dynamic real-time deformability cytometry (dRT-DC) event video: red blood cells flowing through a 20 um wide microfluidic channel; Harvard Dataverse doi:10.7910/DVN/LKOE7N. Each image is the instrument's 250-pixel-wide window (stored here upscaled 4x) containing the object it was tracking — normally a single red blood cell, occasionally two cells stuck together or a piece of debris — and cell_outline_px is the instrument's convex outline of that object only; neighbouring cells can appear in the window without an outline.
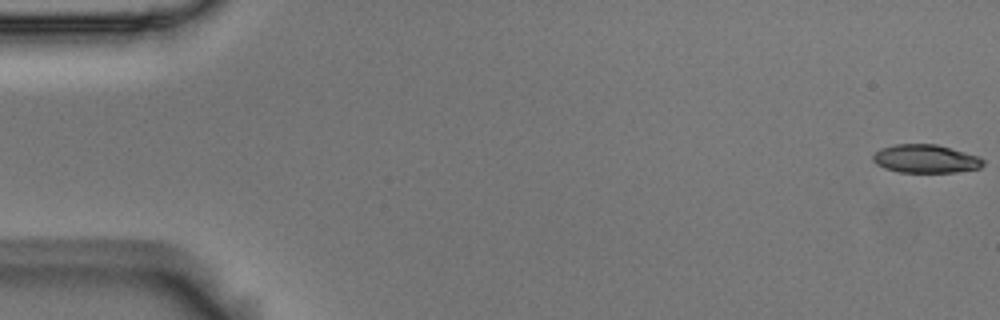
{"species": "Egyptian fruit bat (a non-hibernating species)", "species_latin": "Rousettus aegyptiacus", "temperature_condition": "room temperature", "stored_images_in_passage": 55, "camera_frame_rate_fps": 3000, "um_per_image_px": 0.085, "animal": {"sex": "male"}, "frame": {"image": 1, "passage_image": 1, "time_ms": 0.0, "image_size_px": [1000, 320], "cell_outline_px": [[984, 164], [980, 168], [956, 172], [900, 172], [884, 168], [876, 164], [872, 160], [872, 156], [880, 148], [896, 144], [936, 144], [964, 152], [976, 156], [984, 160]], "centroid_in_image_um": [78.65, 13.5], "position_along_channel_um": 6.4, "area_um2": 18.09}}
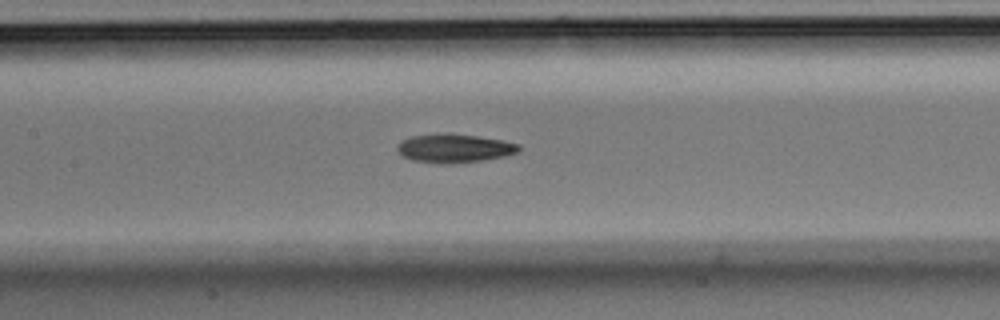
{"frame": {"image": 2, "passage_image": 26, "time_ms": 8.333, "image_size_px": [1000, 320], "cell_outline_px": [[520, 152], [504, 156], [480, 160], [440, 164], [412, 160], [404, 156], [396, 148], [404, 140], [412, 136], [476, 136], [504, 140], [520, 144]], "centroid_in_image_um": [38.7, 12.64], "position_along_channel_um": 168.7, "area_um2": 19.19}}
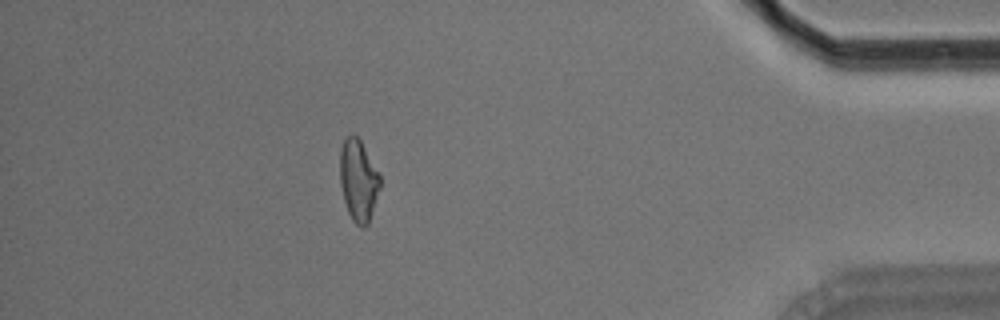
{"frame": {"image": 3, "passage_image": 49, "time_ms": 16.0, "image_size_px": [1000, 320], "cell_outline_px": [[380, 188], [368, 224], [364, 228], [360, 228], [352, 220], [348, 212], [344, 200], [340, 184], [340, 148], [344, 140], [352, 132], [360, 140], [380, 176]], "centroid_in_image_um": [30.45, 15.35], "position_along_channel_um": 404.8, "area_um2": 18.96}, "authors_computed_cell_mechanics": {"area_um2": 19.363, "velocity_mm_per_s": 3.6779, "shape_relaxation_time_tau1_ms": 4.305, "shape_relaxation_time_tau2_ms": 6.3563, "deformation_change_tau1": 0.1583, "deformation_change_tau2": 0.1527}}